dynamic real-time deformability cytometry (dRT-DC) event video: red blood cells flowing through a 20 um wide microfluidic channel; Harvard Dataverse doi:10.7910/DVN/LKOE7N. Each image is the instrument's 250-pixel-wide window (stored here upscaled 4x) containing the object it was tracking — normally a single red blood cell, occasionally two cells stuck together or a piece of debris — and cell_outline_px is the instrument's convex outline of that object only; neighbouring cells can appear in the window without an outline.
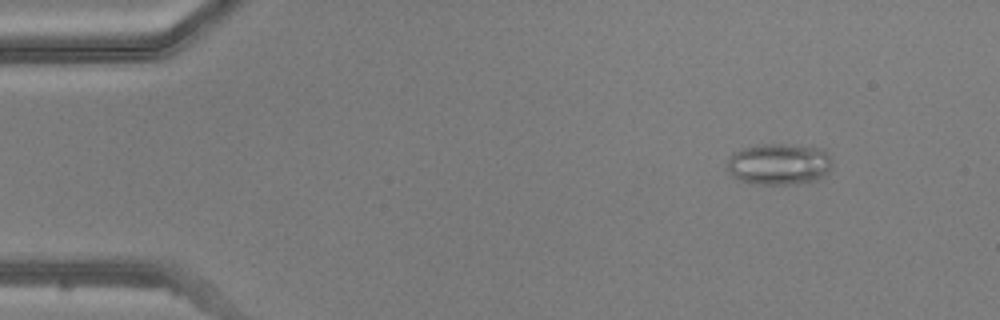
{"species": "common noctule bat (a hibernating species)", "species_latin": "Nyctalus noctula", "temperature_condition": "warm", "stored_images_in_passage": 50, "camera_frame_rate_fps": 3000, "um_per_image_px": 0.085, "animal": {"sex": "male", "body_mass_g": 20.5, "forearm_length_mm": 52.5}, "frame": {"image": 1, "passage_image": 6, "time_ms": 1.667, "image_size_px": [1000, 320], "cell_outline_px": [[832, 168], [828, 172], [816, 180], [788, 184], [760, 184], [740, 180], [732, 176], [728, 172], [728, 156], [740, 148], [760, 144], [780, 144], [824, 148], [832, 160]], "centroid_in_image_um": [66.21, 13.93], "position_along_channel_um": 18.8, "area_um2": 25.43}}
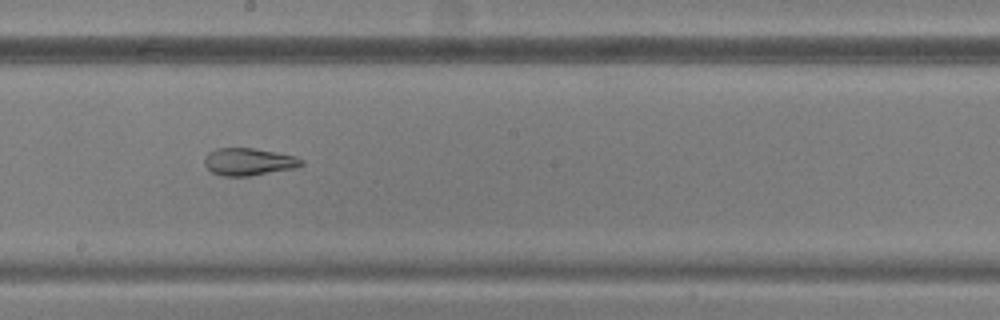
{"frame": {"image": 2, "passage_image": 28, "time_ms": 9.0, "image_size_px": [1000, 320], "cell_outline_px": [[304, 164], [296, 168], [248, 176], [224, 176], [212, 172], [204, 164], [204, 160], [208, 152], [216, 148], [252, 148], [296, 156], [304, 160]], "centroid_in_image_um": [21.15, 13.75], "position_along_channel_um": 227.1, "area_um2": 15.43}}
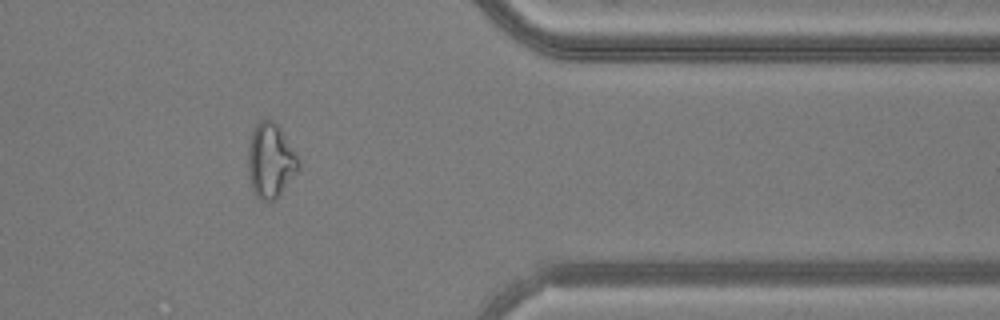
{"frame": {"image": 3, "passage_image": 41, "time_ms": 13.333, "image_size_px": [1000, 320], "cell_outline_px": [[300, 168], [276, 200], [260, 200], [256, 196], [252, 188], [248, 172], [248, 144], [252, 132], [256, 124], [260, 120], [268, 116], [280, 128], [296, 152], [300, 164]], "centroid_in_image_um": [23.0, 13.63], "position_along_channel_um": 388.4, "area_um2": 22.14}}